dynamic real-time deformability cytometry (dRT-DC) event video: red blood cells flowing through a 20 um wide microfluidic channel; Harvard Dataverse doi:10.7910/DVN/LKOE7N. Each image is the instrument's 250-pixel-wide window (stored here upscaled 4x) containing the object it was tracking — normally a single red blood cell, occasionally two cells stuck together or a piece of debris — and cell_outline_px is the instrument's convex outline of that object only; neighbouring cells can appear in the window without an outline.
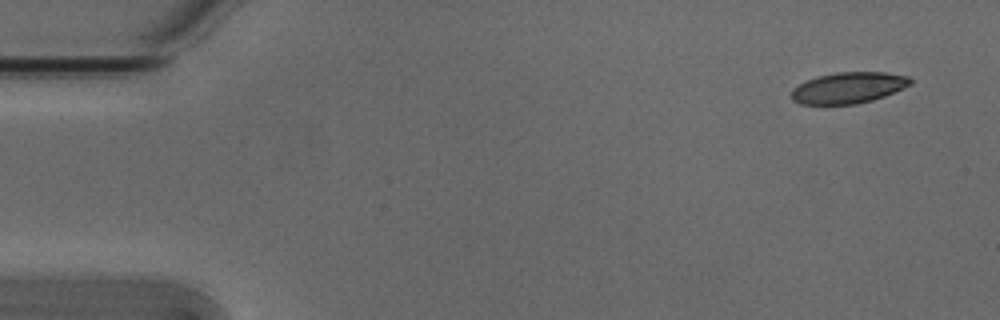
{"species": "Egyptian fruit bat (a non-hibernating species)", "species_latin": "Rousettus aegyptiacus", "temperature_condition": "cold", "stored_images_in_passage": 4, "camera_frame_rate_fps": 3000, "um_per_image_px": 0.085, "animal": {"sex": "male"}, "frame": {"image": 1, "passage_image": 1, "time_ms": 0.0, "image_size_px": [1000, 320], "cell_outline_px": [[912, 84], [884, 96], [872, 100], [856, 104], [800, 104], [792, 100], [792, 88], [816, 76], [836, 72], [884, 72], [908, 76], [912, 80]], "centroid_in_image_um": [72.11, 7.45], "position_along_channel_um": 12.9, "area_um2": 21.5}}
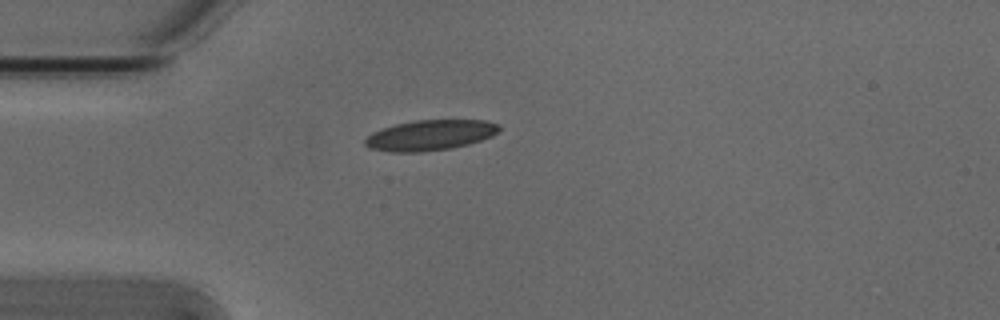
{"frame": {"image": 2, "passage_image": 4, "time_ms": 1.0, "image_size_px": [1000, 320], "cell_outline_px": [[500, 128], [492, 136], [468, 144], [452, 148], [420, 152], [392, 152], [368, 148], [364, 144], [364, 140], [372, 132], [396, 124], [416, 120], [484, 120], [500, 124]], "centroid_in_image_um": [36.55, 11.49], "position_along_channel_um": 48.5, "area_um2": 23.7}}